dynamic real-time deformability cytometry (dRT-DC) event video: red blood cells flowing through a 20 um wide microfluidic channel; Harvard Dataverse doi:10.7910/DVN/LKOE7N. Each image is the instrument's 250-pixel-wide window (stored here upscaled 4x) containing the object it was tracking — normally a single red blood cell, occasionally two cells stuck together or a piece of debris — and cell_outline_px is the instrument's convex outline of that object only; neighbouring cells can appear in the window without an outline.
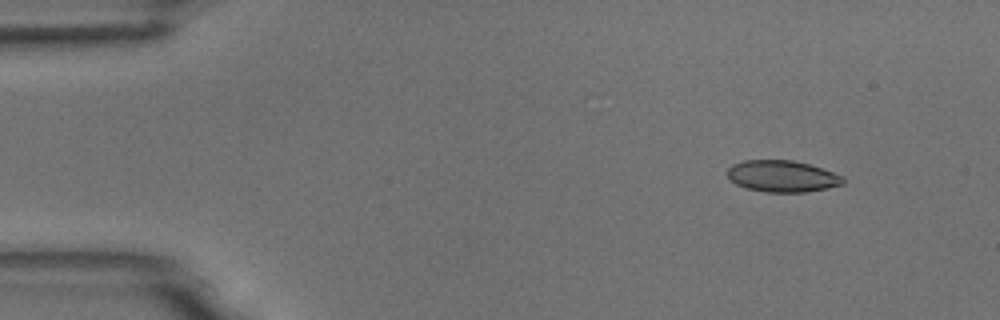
{"species": "common noctule bat (a hibernating species)", "species_latin": "Nyctalus noctula", "temperature_condition": "room temperature", "stored_images_in_passage": 5, "camera_frame_rate_fps": 3000, "um_per_image_px": 0.085, "animal": {"sex": "male", "body_mass_g": 18.8}, "frame": {"image": 1, "passage_image": 2, "time_ms": 1.333, "image_size_px": [1000, 320], "cell_outline_px": [[844, 184], [828, 188], [804, 192], [764, 192], [748, 188], [736, 184], [728, 176], [728, 168], [732, 164], [744, 160], [792, 160], [808, 164], [844, 176]], "centroid_in_image_um": [66.5, 14.98], "position_along_channel_um": 18.5, "area_um2": 21.15}}
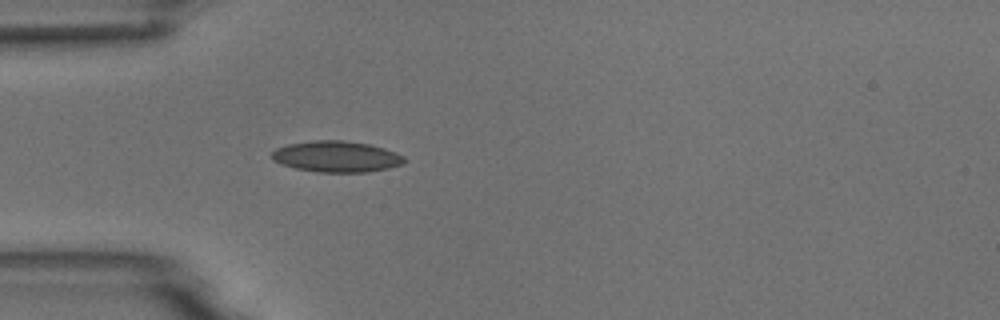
{"frame": {"image": 2, "passage_image": 5, "time_ms": 4.667, "image_size_px": [1000, 320], "cell_outline_px": [[408, 160], [404, 164], [388, 168], [364, 172], [320, 172], [296, 168], [272, 160], [272, 152], [276, 148], [288, 144], [312, 140], [344, 140], [368, 144], [384, 148], [396, 152], [404, 156]], "centroid_in_image_um": [28.64, 13.3], "position_along_channel_um": 56.4, "area_um2": 23.99}}